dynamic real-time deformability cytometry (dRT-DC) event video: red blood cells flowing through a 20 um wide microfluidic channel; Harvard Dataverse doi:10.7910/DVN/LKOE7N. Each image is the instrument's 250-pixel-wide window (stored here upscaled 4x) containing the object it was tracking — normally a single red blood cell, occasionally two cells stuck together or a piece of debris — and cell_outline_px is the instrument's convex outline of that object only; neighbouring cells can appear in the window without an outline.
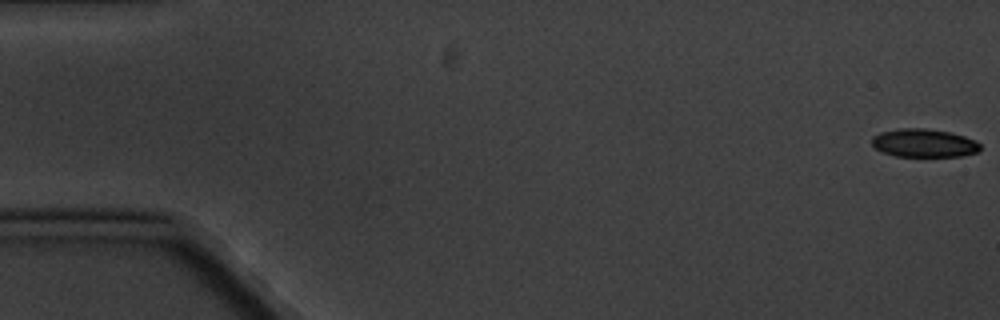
{"species": "common noctule bat (a hibernating species)", "species_latin": "Nyctalus noctula", "temperature_condition": "cold", "stored_images_in_passage": 5, "camera_frame_rate_fps": 3000, "um_per_image_px": 0.085, "animal": {"sex": "male", "body_mass_g": 20.1, "forearm_length_mm": 53.5}, "frame": {"image": 1, "passage_image": 1, "time_ms": 0.0, "image_size_px": [1000, 320], "cell_outline_px": [[980, 148], [976, 152], [960, 156], [896, 156], [884, 152], [876, 148], [872, 144], [872, 136], [880, 132], [900, 128], [924, 128], [948, 132], [964, 136], [976, 140], [980, 144]], "centroid_in_image_um": [78.52, 12.15], "position_along_channel_um": 6.5, "area_um2": 17.69}}
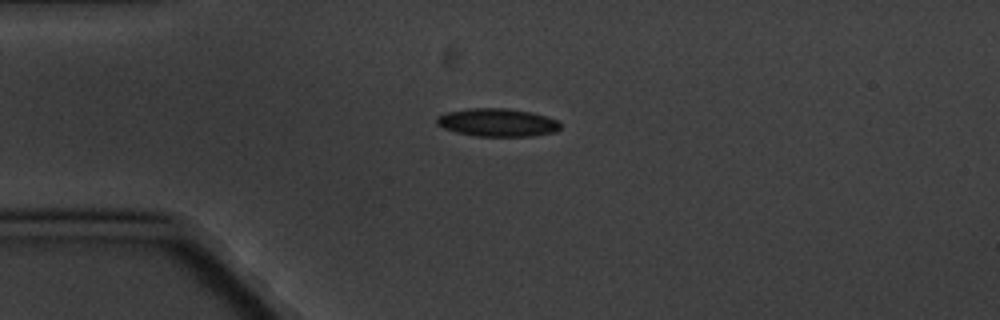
{"frame": {"image": 2, "passage_image": 5, "time_ms": 4.667, "image_size_px": [1000, 320], "cell_outline_px": [[560, 128], [556, 132], [532, 136], [472, 136], [456, 132], [444, 128], [436, 124], [436, 116], [448, 112], [468, 108], [508, 108], [532, 112], [556, 120], [560, 124]], "centroid_in_image_um": [42.25, 10.41], "position_along_channel_um": 42.7, "area_um2": 20.29}}